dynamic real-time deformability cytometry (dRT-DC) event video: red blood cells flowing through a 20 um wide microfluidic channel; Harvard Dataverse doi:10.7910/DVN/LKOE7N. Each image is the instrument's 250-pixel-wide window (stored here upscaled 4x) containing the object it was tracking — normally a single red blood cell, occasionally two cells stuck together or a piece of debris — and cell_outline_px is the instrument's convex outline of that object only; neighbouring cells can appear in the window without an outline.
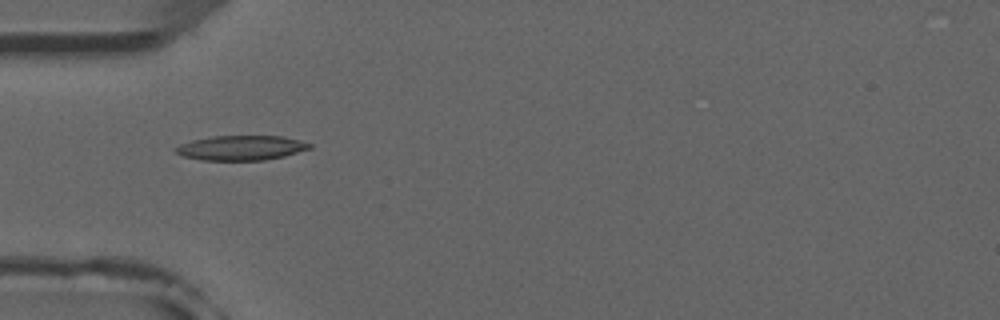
{"species": "common noctule bat (a hibernating species)", "species_latin": "Nyctalus noctula", "temperature_condition": "room temperature", "stored_images_in_passage": 7, "camera_frame_rate_fps": 3000, "um_per_image_px": 0.085, "animal": {"sex": "male", "forearm_length_mm": 52.5}, "frame": {"image": 1, "passage_image": 5, "time_ms": 5.333, "image_size_px": [1000, 320], "cell_outline_px": [[312, 148], [284, 156], [264, 160], [200, 160], [184, 156], [176, 152], [172, 148], [180, 144], [192, 140], [212, 136], [284, 136], [300, 140], [312, 144]], "centroid_in_image_um": [20.5, 12.56], "position_along_channel_um": 64.5, "area_um2": 19.36}}
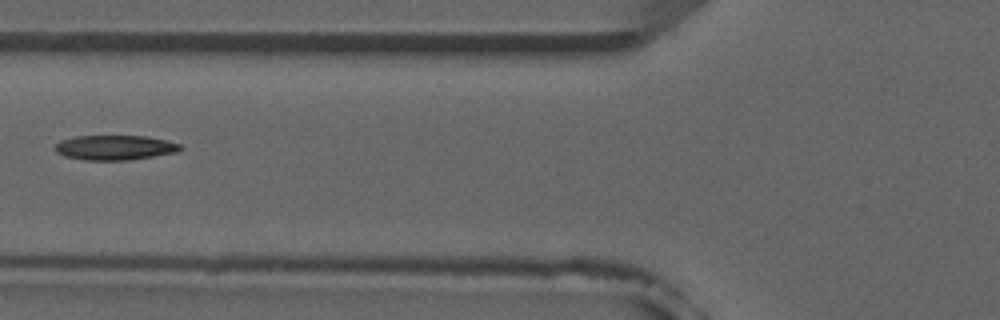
{"frame": {"image": 2, "passage_image": 6, "time_ms": 6.667, "image_size_px": [1000, 320], "cell_outline_px": [[184, 148], [176, 152], [128, 160], [84, 160], [64, 156], [56, 152], [56, 144], [60, 140], [76, 136], [148, 136], [180, 144]], "centroid_in_image_um": [9.75, 12.54], "position_along_channel_um": 116.1, "area_um2": 17.98}}
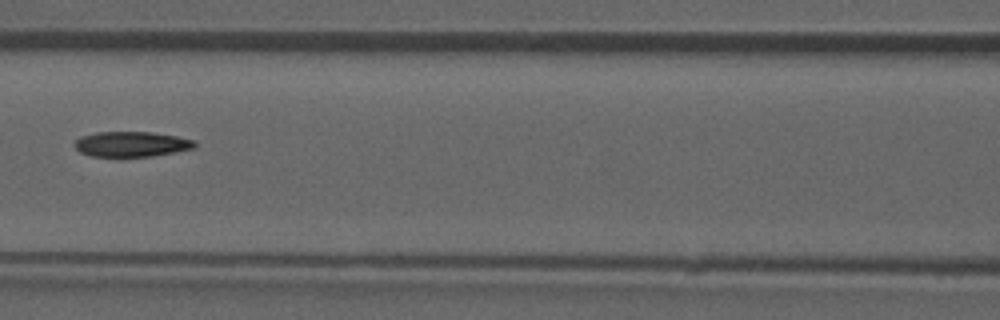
{"frame": {"image": 3, "passage_image": 7, "time_ms": 7.667, "image_size_px": [1000, 320], "cell_outline_px": [[196, 148], [176, 152], [152, 156], [92, 156], [80, 152], [72, 144], [80, 136], [96, 132], [152, 132], [176, 136], [196, 140]], "centroid_in_image_um": [11.19, 12.24], "position_along_channel_um": 155.4, "area_um2": 17.74}}